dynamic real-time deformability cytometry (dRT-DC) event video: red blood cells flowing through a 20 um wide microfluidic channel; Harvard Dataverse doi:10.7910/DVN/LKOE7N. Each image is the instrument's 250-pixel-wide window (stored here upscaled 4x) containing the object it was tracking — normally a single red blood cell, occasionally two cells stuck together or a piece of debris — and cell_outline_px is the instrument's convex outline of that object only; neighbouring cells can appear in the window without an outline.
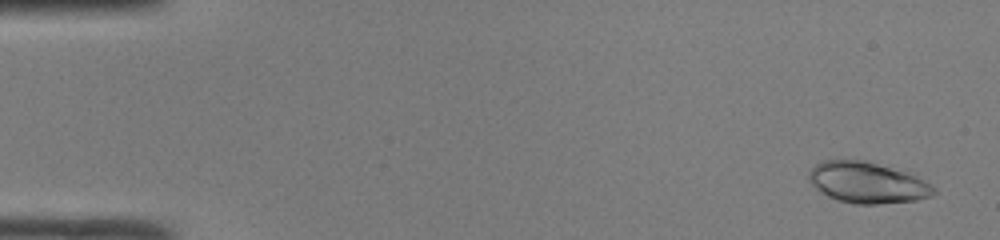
{"species": "common noctule bat (a hibernating species)", "species_latin": "Nyctalus noctula", "temperature_condition": "room temperature", "stored_images_in_passage": 49, "segment_of_instrument_passage": [1, 2], "camera_frame_rate_fps": 3000, "um_per_image_px": 0.085, "animal": {"sex": "male", "body_mass_g": 19.0, "forearm_length_mm": 50.8}, "frame": {"image": 1, "passage_image": 2, "time_ms": 0.333, "image_size_px": [1000, 240], "cell_outline_px": [[936, 192], [932, 196], [916, 200], [876, 204], [852, 204], [836, 200], [820, 192], [808, 180], [808, 172], [816, 164], [824, 160], [864, 160], [916, 176], [932, 184], [936, 188]], "centroid_in_image_um": [73.7, 15.54], "position_along_channel_um": 11.3, "area_um2": 29.77}}
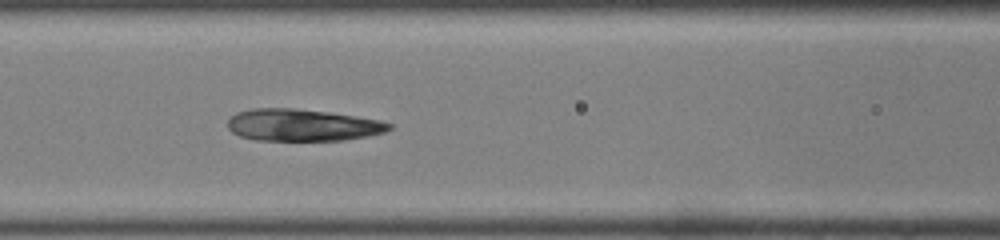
{"frame": {"image": 2, "passage_image": 21, "time_ms": 6.667, "image_size_px": [1000, 240], "cell_outline_px": [[392, 128], [388, 132], [368, 136], [344, 140], [256, 140], [240, 136], [232, 132], [228, 128], [228, 120], [236, 112], [252, 108], [292, 108], [328, 112], [356, 116], [380, 120], [392, 124]], "centroid_in_image_um": [25.72, 10.63], "position_along_channel_um": 140.9, "area_um2": 30.17}}
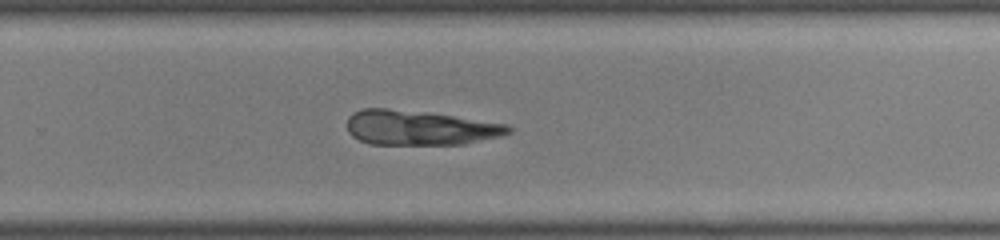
{"frame": {"image": 3, "passage_image": 32, "time_ms": 10.333, "image_size_px": [1000, 240], "cell_outline_px": [[512, 132], [504, 136], [464, 144], [368, 144], [352, 136], [348, 132], [348, 116], [352, 112], [360, 108], [388, 108], [428, 112], [508, 124], [512, 128]], "centroid_in_image_um": [35.69, 10.85], "position_along_channel_um": 294.1, "area_um2": 33.0}}